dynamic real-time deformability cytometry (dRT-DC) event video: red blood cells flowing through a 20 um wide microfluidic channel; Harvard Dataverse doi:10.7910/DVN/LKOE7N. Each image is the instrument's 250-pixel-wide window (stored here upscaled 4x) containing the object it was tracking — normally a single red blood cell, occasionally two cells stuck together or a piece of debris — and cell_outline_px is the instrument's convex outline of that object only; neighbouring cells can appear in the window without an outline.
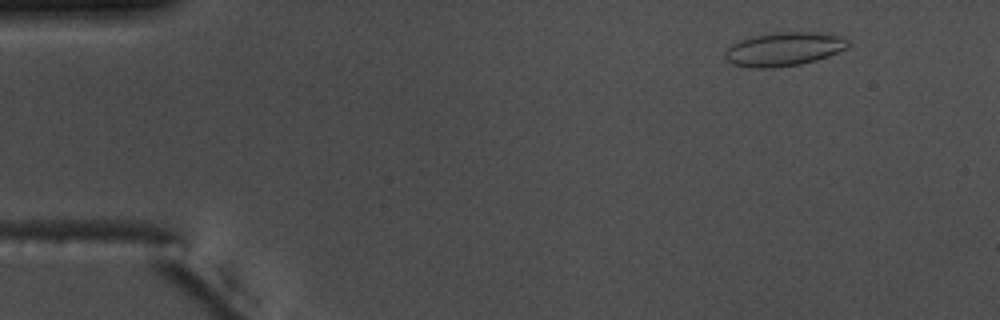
{"species": "common noctule bat (a hibernating species)", "species_latin": "Nyctalus noctula", "temperature_condition": "warm", "stored_images_in_passage": 55, "camera_frame_rate_fps": 3000, "um_per_image_px": 0.085, "animal": {"sex": "male", "body_mass_g": 17.5, "forearm_length_mm": 52.3}, "frame": {"image": 1, "passage_image": 6, "time_ms": 1.667, "image_size_px": [1000, 320], "cell_outline_px": [[848, 48], [828, 56], [816, 60], [800, 64], [772, 68], [748, 68], [732, 64], [724, 56], [724, 52], [732, 44], [740, 40], [752, 36], [776, 32], [816, 32], [844, 36], [848, 40]], "centroid_in_image_um": [66.64, 4.17], "position_along_channel_um": 18.4, "area_um2": 24.33}}
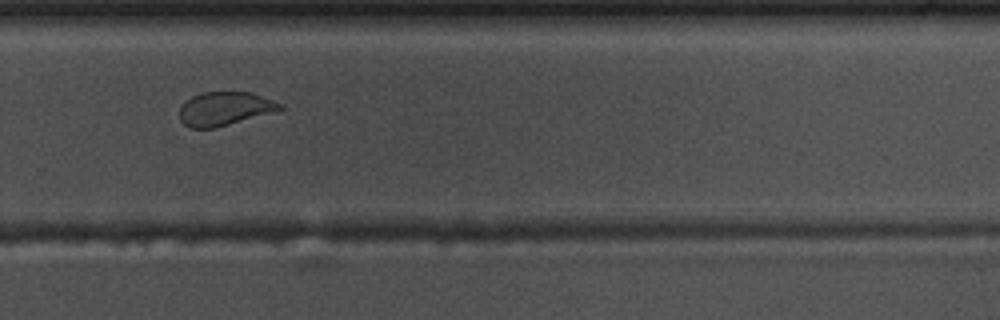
{"frame": {"image": 2, "passage_image": 37, "time_ms": 12.0, "image_size_px": [1000, 320], "cell_outline_px": [[284, 108], [276, 112], [216, 128], [188, 128], [180, 120], [180, 108], [192, 96], [204, 92], [252, 92], [284, 104]], "centroid_in_image_um": [19.16, 9.25], "position_along_channel_um": 310.6, "area_um2": 19.88}}
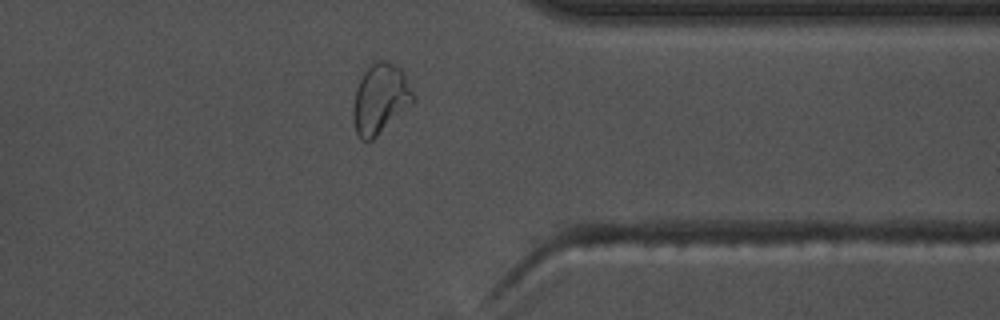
{"frame": {"image": 3, "passage_image": 43, "time_ms": 14.0, "image_size_px": [1000, 320], "cell_outline_px": [[416, 100], [412, 104], [372, 140], [360, 140], [356, 132], [352, 112], [352, 108], [356, 88], [364, 72], [376, 60], [388, 60], [400, 68], [416, 96]], "centroid_in_image_um": [32.33, 8.39], "position_along_channel_um": 379.1, "area_um2": 24.39}, "authors_computed_cell_mechanics": {"area_um2": 21.6172, "velocity_mm_per_s": 3.7628, "shape_relaxation_time_tau1_ms": null, "shape_relaxation_time_tau2_ms": 0.9614, "deformation_change_tau1": null, "deformation_change_tau2": 0.0574}}